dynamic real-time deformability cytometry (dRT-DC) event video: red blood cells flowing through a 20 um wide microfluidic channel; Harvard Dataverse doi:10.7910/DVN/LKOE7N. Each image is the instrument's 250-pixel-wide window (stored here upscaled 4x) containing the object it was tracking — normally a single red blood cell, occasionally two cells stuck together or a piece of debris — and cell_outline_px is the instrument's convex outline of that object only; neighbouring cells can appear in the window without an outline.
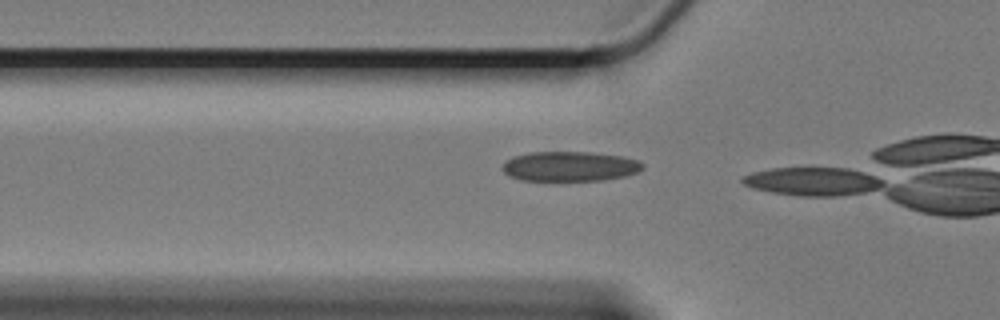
{"species": "Egyptian fruit bat (a non-hibernating species)", "species_latin": "Rousettus aegyptiacus", "temperature_condition": "cold", "stored_images_in_passage": 11, "camera_frame_rate_fps": 3000, "um_per_image_px": 0.085, "animal": {"sex": "female"}, "frame": {"image": 1, "passage_image": 10, "time_ms": 3.0, "image_size_px": [1000, 320], "cell_outline_px": [[644, 168], [636, 172], [624, 176], [600, 180], [520, 180], [508, 176], [504, 172], [504, 160], [512, 156], [528, 152], [592, 152], [620, 156], [636, 160], [644, 164]], "centroid_in_image_um": [48.39, 14.13], "position_along_channel_um": 77.4, "area_um2": 24.28}}